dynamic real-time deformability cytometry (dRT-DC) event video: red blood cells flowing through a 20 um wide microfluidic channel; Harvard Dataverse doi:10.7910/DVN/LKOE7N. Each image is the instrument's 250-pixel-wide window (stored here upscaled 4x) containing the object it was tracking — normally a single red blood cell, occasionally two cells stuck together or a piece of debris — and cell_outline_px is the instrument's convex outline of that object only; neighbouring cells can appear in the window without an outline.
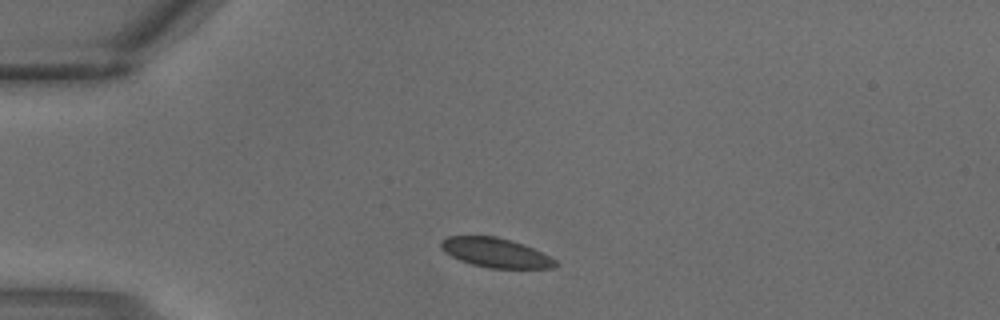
{"species": "common noctule bat (a hibernating species)", "species_latin": "Nyctalus noctula", "temperature_condition": "warm", "stored_images_in_passage": 2, "segment_of_instrument_passage": [1, 2], "camera_frame_rate_fps": 3000, "um_per_image_px": 0.085, "animal": {"sex": "male", "body_mass_g": 18.8}, "frame": {"image": 1, "passage_image": 1, "time_ms": 0.0, "image_size_px": [1000, 320], "cell_outline_px": [[556, 268], [488, 268], [472, 264], [460, 260], [444, 252], [440, 248], [440, 240], [448, 236], [496, 236], [524, 244], [556, 260]], "centroid_in_image_um": [42.08, 21.47], "position_along_channel_um": 42.9, "area_um2": 19.54}}